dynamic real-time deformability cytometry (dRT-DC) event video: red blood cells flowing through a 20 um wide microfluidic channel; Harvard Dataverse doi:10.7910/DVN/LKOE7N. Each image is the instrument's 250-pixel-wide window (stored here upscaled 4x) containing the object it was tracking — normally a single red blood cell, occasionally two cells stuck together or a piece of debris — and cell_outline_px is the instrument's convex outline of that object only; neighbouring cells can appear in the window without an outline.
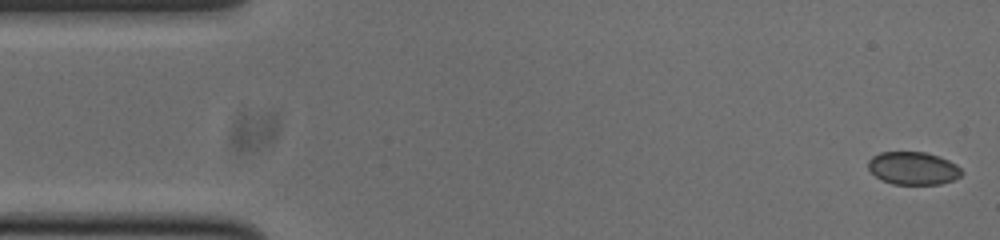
{"species": "common noctule bat (a hibernating species)", "species_latin": "Nyctalus noctula", "temperature_condition": "cold", "stored_images_in_passage": 53, "camera_frame_rate_fps": 3000, "um_per_image_px": 0.085, "animal": {"sex": "male", "body_mass_g": 20.0, "forearm_length_mm": 53.3}, "frame": {"image": 1, "passage_image": 1, "time_ms": 0.0, "image_size_px": [1000, 240], "cell_outline_px": [[964, 172], [960, 176], [952, 180], [940, 184], [892, 184], [876, 176], [868, 168], [868, 160], [872, 156], [880, 152], [924, 152], [948, 160], [956, 164]], "centroid_in_image_um": [77.61, 14.3], "position_along_channel_um": 7.4, "area_um2": 17.74}}
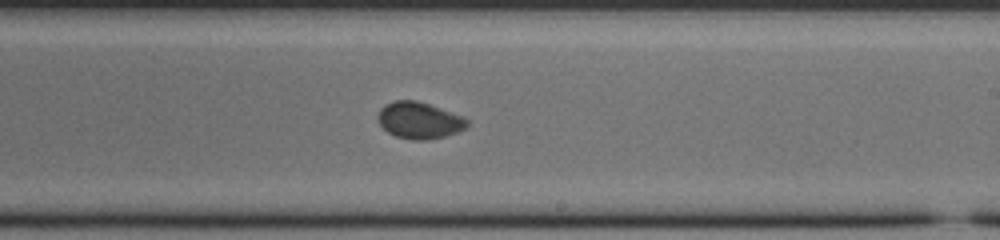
{"frame": {"image": 2, "passage_image": 30, "time_ms": 9.667, "image_size_px": [1000, 240], "cell_outline_px": [[468, 124], [464, 128], [456, 132], [444, 136], [428, 140], [412, 140], [396, 136], [388, 132], [380, 124], [376, 116], [380, 108], [384, 104], [396, 100], [416, 100], [440, 108], [460, 116], [468, 120]], "centroid_in_image_um": [35.58, 10.23], "position_along_channel_um": 253.4, "area_um2": 18.84}}
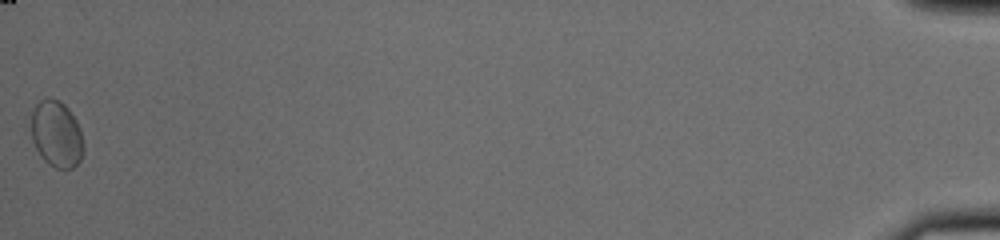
{"frame": {"image": 3, "passage_image": 53, "time_ms": 17.333, "image_size_px": [1000, 240], "cell_outline_px": [[84, 148], [80, 160], [72, 168], [56, 168], [44, 160], [40, 156], [32, 140], [32, 112], [36, 104], [44, 96], [52, 96], [60, 100], [68, 108], [76, 120], [80, 128], [84, 144]], "centroid_in_image_um": [4.81, 11.35], "position_along_channel_um": 430.4, "area_um2": 20.46}, "authors_computed_cell_mechanics": {"area_um2": 18.5538, "velocity_mm_per_s": 3.7569, "shape_relaxation_time_tau1_ms": 4.5141, "shape_relaxation_time_tau2_ms": 1.1254, "deformation_change_tau1": 0.0626, "deformation_change_tau2": 0.0415}}